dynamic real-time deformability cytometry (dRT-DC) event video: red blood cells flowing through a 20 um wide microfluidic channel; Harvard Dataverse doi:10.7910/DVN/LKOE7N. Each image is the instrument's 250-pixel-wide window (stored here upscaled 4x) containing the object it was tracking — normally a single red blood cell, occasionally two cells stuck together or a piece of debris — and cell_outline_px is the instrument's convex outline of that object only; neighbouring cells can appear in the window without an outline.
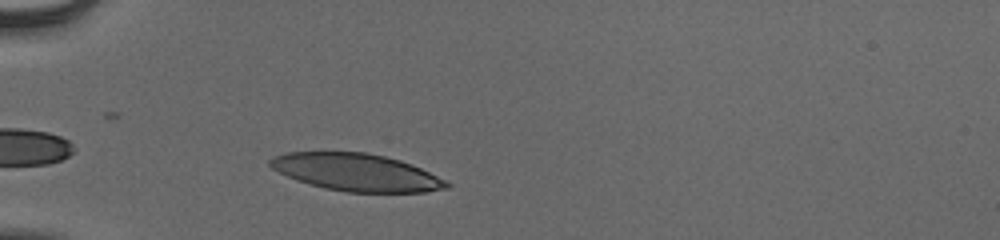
{"species": "human", "species_latin": "Homo sapiens", "temperature_condition": "cold", "stored_images_in_passage": 37, "camera_frame_rate_fps": 3000, "um_per_image_px": 0.085, "donor": {"sex": "male"}, "frame": {"image": 1, "passage_image": 4, "time_ms": 1.0, "image_size_px": [1000, 240], "cell_outline_px": [[452, 184], [448, 188], [424, 192], [344, 192], [324, 188], [296, 180], [272, 168], [268, 164], [268, 160], [272, 156], [288, 152], [364, 152], [384, 156], [400, 160], [412, 164]], "centroid_in_image_um": [30.26, 14.64], "position_along_channel_um": 54.7, "area_um2": 38.26}}
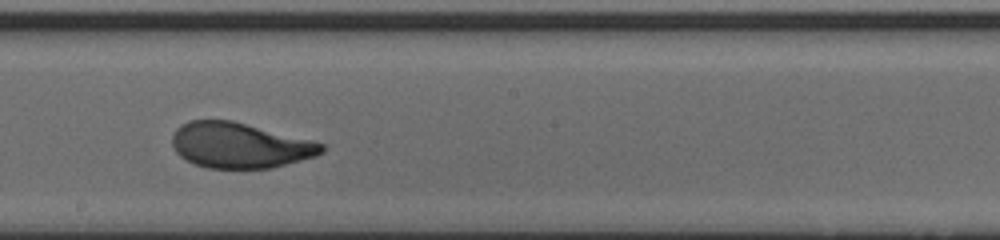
{"frame": {"image": 2, "passage_image": 19, "time_ms": 6.0, "image_size_px": [1000, 240], "cell_outline_px": [[324, 152], [316, 156], [272, 168], [208, 168], [196, 164], [180, 156], [176, 152], [172, 144], [172, 136], [176, 128], [180, 124], [188, 120], [232, 120], [312, 140], [324, 144]], "centroid_in_image_um": [20.38, 12.34], "position_along_channel_um": 227.8, "area_um2": 39.59}}
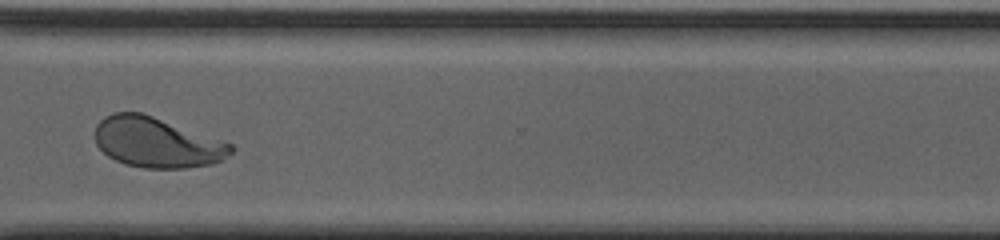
{"frame": {"image": 3, "passage_image": 29, "time_ms": 9.333, "image_size_px": [1000, 240], "cell_outline_px": [[236, 148], [232, 152], [220, 160], [212, 164], [184, 168], [144, 168], [124, 164], [108, 156], [96, 144], [96, 124], [104, 116], [112, 112], [140, 112], [152, 116], [232, 144]], "centroid_in_image_um": [13.3, 12.11], "position_along_channel_um": 357.3, "area_um2": 39.42}, "authors_computed_cell_mechanics": {"area_um2": 39.593, "velocity_mm_per_s": 3.8643, "shape_relaxation_time_tau1_ms": 3.6329, "shape_relaxation_time_tau2_ms": null, "deformation_change_tau1": 0.1985, "deformation_change_tau2": null}}